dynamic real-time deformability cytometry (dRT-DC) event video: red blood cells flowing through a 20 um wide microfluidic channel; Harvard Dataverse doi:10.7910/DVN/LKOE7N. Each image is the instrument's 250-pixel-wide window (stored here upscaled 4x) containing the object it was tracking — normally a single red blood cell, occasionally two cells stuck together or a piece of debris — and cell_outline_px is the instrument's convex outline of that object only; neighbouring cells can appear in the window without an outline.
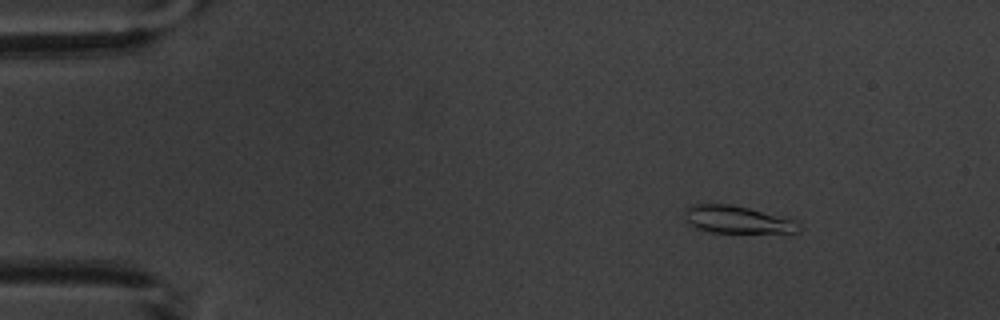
{"species": "common noctule bat (a hibernating species)", "species_latin": "Nyctalus noctula", "temperature_condition": "warm", "stored_images_in_passage": 17, "camera_frame_rate_fps": 3000, "um_per_image_px": 0.085, "animal": {"sex": "male", "body_mass_g": 20.1, "forearm_length_mm": 53.5}, "frame": {"image": 1, "passage_image": 3, "time_ms": 2.333, "image_size_px": [1000, 320], "cell_outline_px": [[800, 232], [712, 232], [696, 228], [688, 224], [684, 216], [684, 212], [692, 204], [732, 204], [748, 208], [792, 220], [800, 224]], "centroid_in_image_um": [62.59, 18.66], "position_along_channel_um": 22.4, "area_um2": 17.86}}
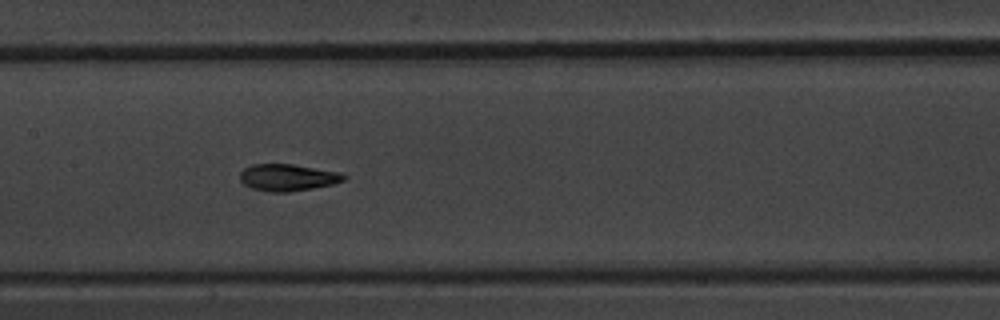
{"frame": {"image": 2, "passage_image": 9, "time_ms": 9.0, "image_size_px": [1000, 320], "cell_outline_px": [[348, 176], [344, 180], [332, 184], [312, 188], [288, 192], [272, 192], [252, 188], [244, 184], [240, 180], [240, 172], [244, 168], [252, 164], [292, 164], [340, 172]], "centroid_in_image_um": [24.45, 15.08], "position_along_channel_um": 183.0, "area_um2": 16.18}}
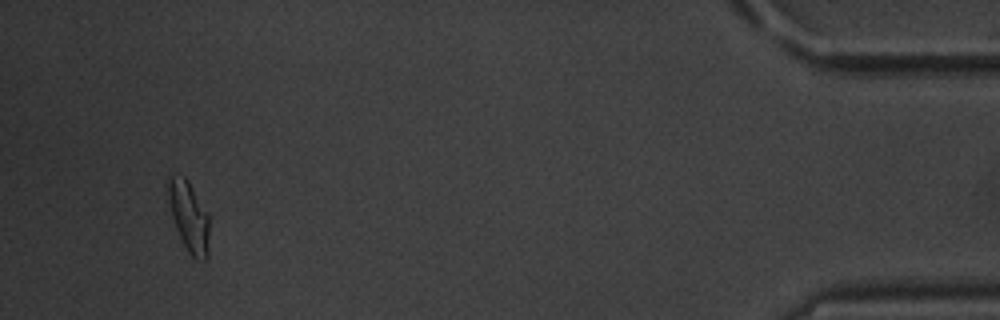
{"frame": {"image": 3, "passage_image": 16, "time_ms": 17.333, "image_size_px": [1000, 320], "cell_outline_px": [[208, 260], [196, 260], [188, 252], [176, 228], [172, 216], [164, 184], [164, 180], [168, 176], [184, 176], [188, 180], [208, 212]], "centroid_in_image_um": [16.03, 18.35], "position_along_channel_um": 419.2, "area_um2": 17.17}, "authors_computed_cell_mechanics": {"area_um2": 16.3574, "velocity_mm_per_s": 3.6719, "shape_relaxation_time_tau1_ms": 2.5116, "shape_relaxation_time_tau2_ms": 1.8905, "deformation_change_tau1": 0.1156, "deformation_change_tau2": 0.0387}}